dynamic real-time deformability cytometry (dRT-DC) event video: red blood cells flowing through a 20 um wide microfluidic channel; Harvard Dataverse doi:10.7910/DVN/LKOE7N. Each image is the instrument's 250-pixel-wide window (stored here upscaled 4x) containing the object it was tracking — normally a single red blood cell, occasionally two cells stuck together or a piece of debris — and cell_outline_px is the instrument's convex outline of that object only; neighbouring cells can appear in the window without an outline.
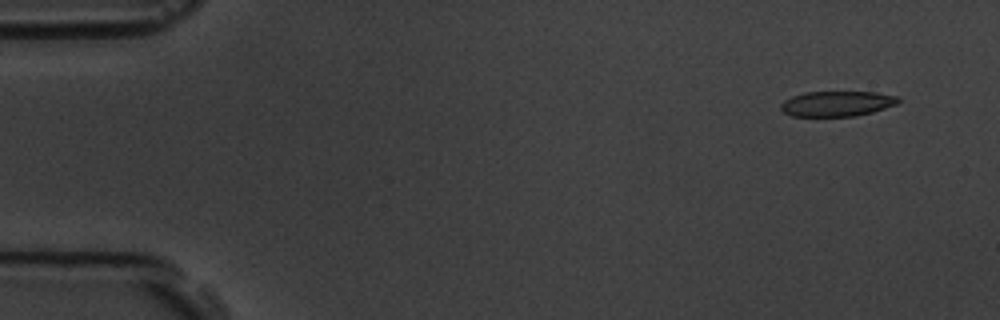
{"species": "common noctule bat (a hibernating species)", "species_latin": "Nyctalus noctula", "temperature_condition": "room temperature", "stored_images_in_passage": 4, "camera_frame_rate_fps": 3000, "um_per_image_px": 0.085, "animal": {"sex": "male", "body_mass_g": 19.5, "forearm_length_mm": 54.6}, "frame": {"image": 1, "passage_image": 1, "time_ms": 0.0, "image_size_px": [1000, 320], "cell_outline_px": [[900, 100], [896, 104], [872, 112], [856, 116], [792, 116], [784, 112], [780, 108], [780, 104], [784, 100], [792, 96], [804, 92], [876, 92], [900, 96]], "centroid_in_image_um": [71.14, 8.8], "position_along_channel_um": 13.9, "area_um2": 17.34}}
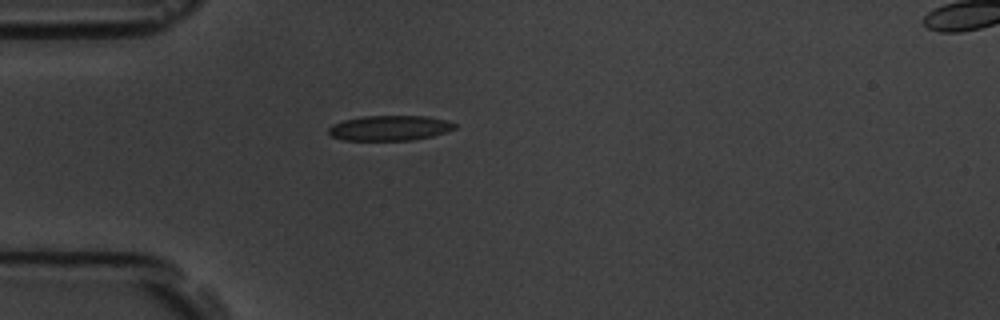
{"frame": {"image": 2, "passage_image": 4, "time_ms": 1.0, "image_size_px": [1000, 320], "cell_outline_px": [[456, 128], [432, 136], [412, 140], [344, 140], [332, 136], [328, 132], [328, 128], [332, 124], [344, 120], [364, 116], [428, 116], [448, 120], [456, 124]], "centroid_in_image_um": [33.13, 10.87], "position_along_channel_um": 51.9, "area_um2": 18.44}}